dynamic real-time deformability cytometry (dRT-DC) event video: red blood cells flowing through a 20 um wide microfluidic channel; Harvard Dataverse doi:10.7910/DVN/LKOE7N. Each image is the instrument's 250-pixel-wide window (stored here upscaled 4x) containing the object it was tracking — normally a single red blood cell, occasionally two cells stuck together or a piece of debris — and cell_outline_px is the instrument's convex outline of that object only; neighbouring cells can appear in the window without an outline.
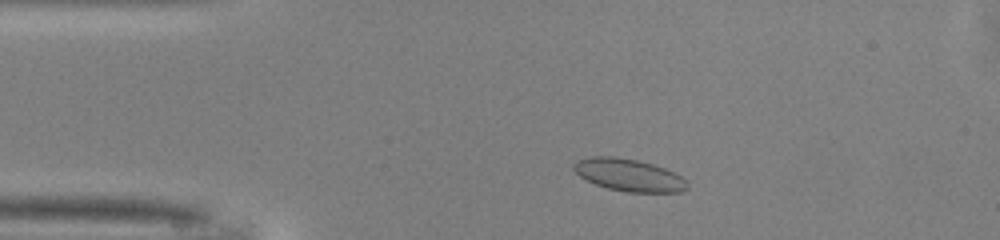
{"species": "common noctule bat (a hibernating species)", "species_latin": "Nyctalus noctula", "temperature_condition": "warm", "stored_images_in_passage": 45, "camera_frame_rate_fps": 3000, "um_per_image_px": 0.085, "animal": {"sex": "male", "body_mass_g": 13.0, "forearm_length_mm": 53.1}, "frame": {"image": 1, "passage_image": 5, "time_ms": 1.333, "image_size_px": [1000, 240], "cell_outline_px": [[688, 188], [680, 192], [628, 192], [608, 188], [596, 184], [580, 176], [572, 168], [572, 164], [576, 160], [592, 156], [612, 156], [636, 160], [652, 164], [664, 168], [680, 176], [688, 184]], "centroid_in_image_um": [53.42, 14.87], "position_along_channel_um": 31.6, "area_um2": 21.15}}
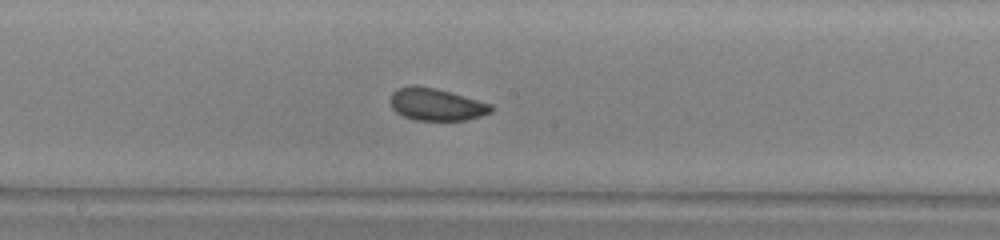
{"frame": {"image": 2, "passage_image": 21, "time_ms": 6.667, "image_size_px": [1000, 240], "cell_outline_px": [[492, 112], [480, 116], [464, 120], [416, 120], [404, 116], [396, 112], [392, 108], [392, 92], [396, 88], [436, 88], [492, 104]], "centroid_in_image_um": [37.13, 8.91], "position_along_channel_um": 211.1, "area_um2": 18.26}}
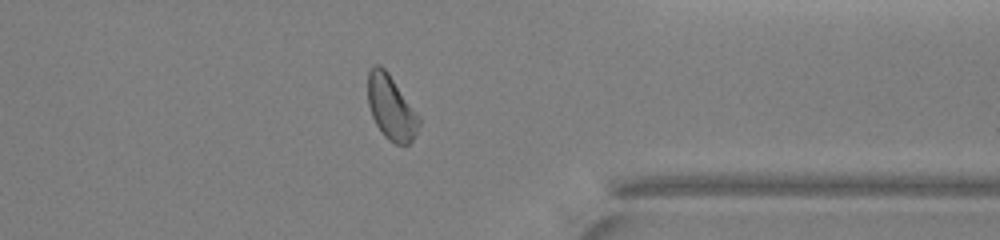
{"frame": {"image": 3, "passage_image": 34, "time_ms": 11.0, "image_size_px": [1000, 240], "cell_outline_px": [[420, 124], [412, 140], [408, 144], [396, 144], [388, 140], [384, 136], [376, 124], [372, 116], [368, 104], [368, 72], [376, 64], [380, 64], [388, 72], [420, 116]], "centroid_in_image_um": [33.25, 9.14], "position_along_channel_um": 378.2, "area_um2": 19.13}, "authors_computed_cell_mechanics": {"area_um2": 19.5942, "velocity_mm_per_s": 4.1213, "shape_relaxation_time_tau1_ms": 2.5109, "shape_relaxation_time_tau2_ms": 1.4375, "deformation_change_tau1": 0.0729, "deformation_change_tau2": 0.049}}